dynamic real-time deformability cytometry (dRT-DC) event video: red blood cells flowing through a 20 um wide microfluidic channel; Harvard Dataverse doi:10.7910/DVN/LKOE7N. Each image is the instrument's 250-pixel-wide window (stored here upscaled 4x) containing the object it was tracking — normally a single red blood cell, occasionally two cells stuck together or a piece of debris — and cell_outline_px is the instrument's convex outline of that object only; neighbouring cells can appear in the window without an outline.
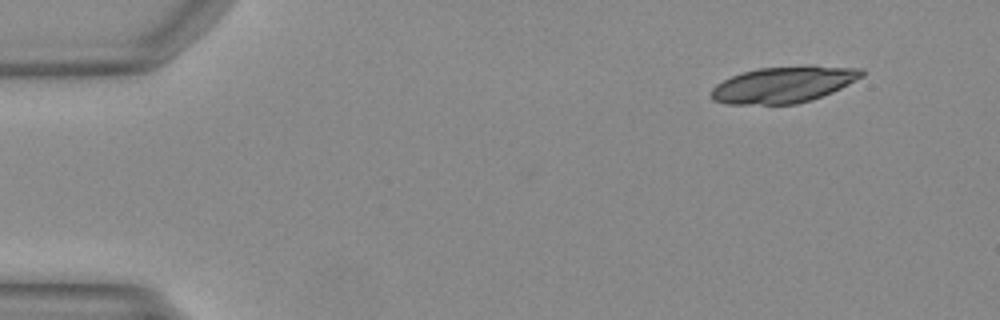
{"species": "Egyptian fruit bat (a non-hibernating species)", "species_latin": "Rousettus aegyptiacus", "temperature_condition": "warm", "stored_images_in_passage": 11, "camera_frame_rate_fps": 3000, "um_per_image_px": 0.085, "animal": {"sex": "female"}, "frame": {"image": 1, "passage_image": 1, "time_ms": 0.0, "image_size_px": [1000, 320], "cell_outline_px": [[864, 76], [832, 92], [812, 100], [796, 104], [724, 104], [712, 100], [708, 92], [716, 84], [740, 72], [756, 68], [808, 64], [812, 64], [864, 68]], "centroid_in_image_um": [66.61, 7.16], "position_along_channel_um": 18.4, "area_um2": 32.66}}